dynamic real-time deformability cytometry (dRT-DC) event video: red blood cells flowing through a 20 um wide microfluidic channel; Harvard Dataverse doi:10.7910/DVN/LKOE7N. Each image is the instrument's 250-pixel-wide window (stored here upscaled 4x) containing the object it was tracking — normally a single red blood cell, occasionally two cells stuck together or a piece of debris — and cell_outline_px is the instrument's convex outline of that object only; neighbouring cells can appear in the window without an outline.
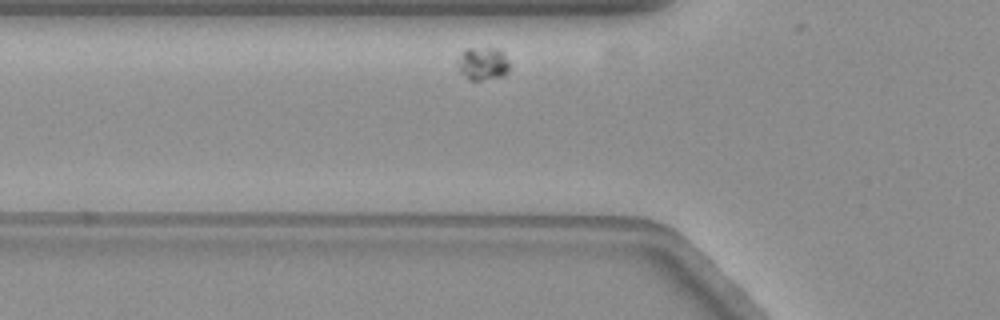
{"species": "common noctule bat (a hibernating species)", "species_latin": "Nyctalus noctula", "temperature_condition": "warm", "stored_images_in_passage": 7, "camera_frame_rate_fps": 3000, "um_per_image_px": 0.085, "animal": {"sex": "female", "body_mass_g": 19.3, "forearm_length_mm": 54.1}, "frame": {"image": 1, "passage_image": 3, "time_ms": 0.667, "image_size_px": [1000, 320], "cell_outline_px": [[508, 72], [500, 76], [480, 80], [468, 80], [460, 72], [456, 60], [464, 48], [500, 48], [508, 60]], "centroid_in_image_um": [41.0, 5.38], "position_along_channel_um": 84.8, "area_um2": 10.06}}